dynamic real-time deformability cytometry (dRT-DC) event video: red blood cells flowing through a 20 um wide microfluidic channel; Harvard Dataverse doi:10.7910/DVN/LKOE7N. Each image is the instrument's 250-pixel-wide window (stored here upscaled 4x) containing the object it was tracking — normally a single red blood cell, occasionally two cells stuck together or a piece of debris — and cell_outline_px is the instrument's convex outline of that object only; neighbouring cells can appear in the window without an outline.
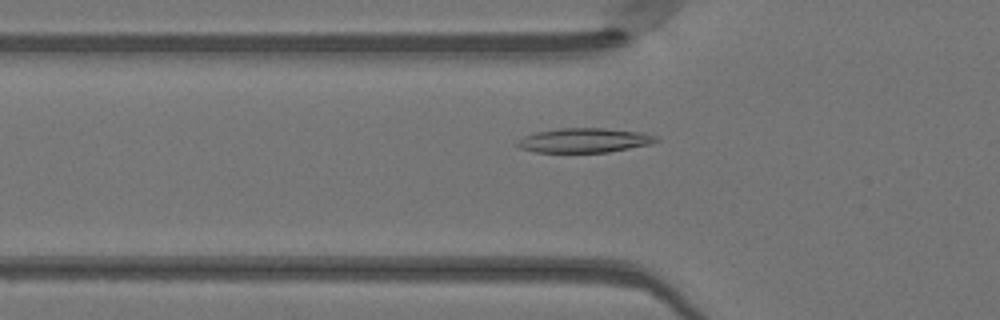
{"species": "Egyptian fruit bat (a non-hibernating species)", "species_latin": "Rousettus aegyptiacus", "temperature_condition": "warm", "stored_images_in_passage": 46, "camera_frame_rate_fps": 3000, "um_per_image_px": 0.085, "animal": {"sex": "female"}, "frame": {"image": 1, "passage_image": 17, "time_ms": 5.333, "image_size_px": [1000, 320], "cell_outline_px": [[660, 140], [652, 144], [608, 152], [536, 152], [520, 148], [516, 144], [524, 136], [536, 132], [560, 128], [604, 128], [644, 132], [660, 136]], "centroid_in_image_um": [49.76, 11.92], "position_along_channel_um": 76.0, "area_um2": 19.88}}
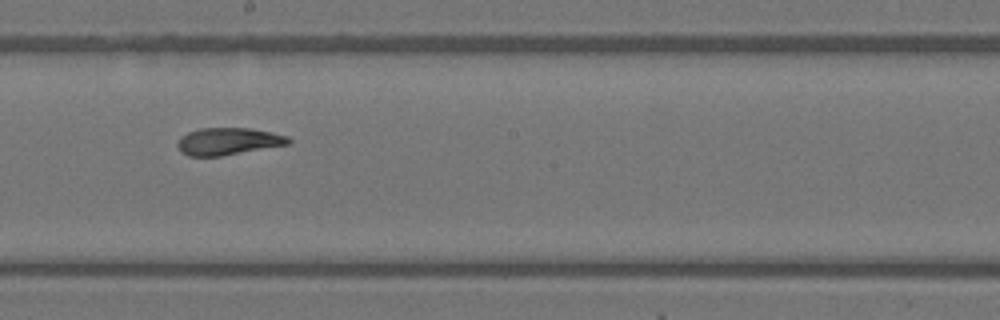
{"frame": {"image": 2, "passage_image": 28, "time_ms": 9.0, "image_size_px": [1000, 320], "cell_outline_px": [[292, 140], [288, 144], [220, 156], [188, 156], [180, 152], [176, 144], [180, 136], [188, 132], [200, 128], [252, 128], [272, 132], [288, 136]], "centroid_in_image_um": [19.36, 12.0], "position_along_channel_um": 228.8, "area_um2": 17.63}}
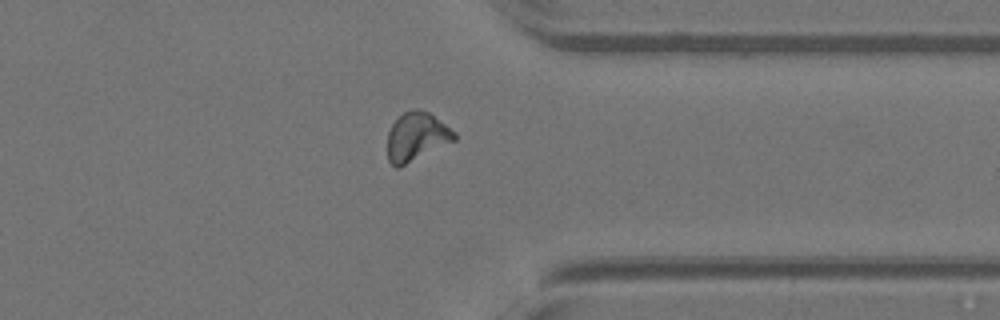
{"frame": {"image": 3, "passage_image": 39, "time_ms": 12.667, "image_size_px": [1000, 320], "cell_outline_px": [[456, 140], [400, 168], [396, 168], [388, 160], [388, 132], [392, 124], [404, 112], [412, 108], [416, 108], [428, 112], [456, 132]], "centroid_in_image_um": [35.41, 11.64], "position_along_channel_um": 376.0, "area_um2": 19.02}, "authors_computed_cell_mechanics": {"area_um2": 18.6116, "velocity_mm_per_s": 4.1399, "shape_relaxation_time_tau1_ms": 4.3296, "shape_relaxation_time_tau2_ms": 1.393, "deformation_change_tau1": 0.16, "deformation_change_tau2": 0.0849}}